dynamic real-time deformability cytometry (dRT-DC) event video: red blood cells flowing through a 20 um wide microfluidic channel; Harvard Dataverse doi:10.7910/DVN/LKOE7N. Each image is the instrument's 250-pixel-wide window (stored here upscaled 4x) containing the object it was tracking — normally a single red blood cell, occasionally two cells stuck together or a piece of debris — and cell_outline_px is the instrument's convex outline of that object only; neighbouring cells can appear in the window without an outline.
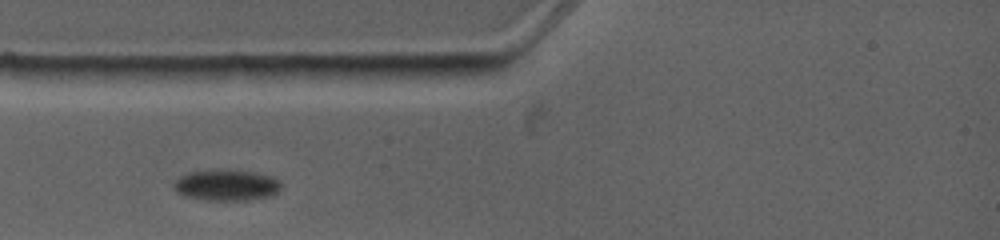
{"species": "common noctule bat (a hibernating species)", "species_latin": "Nyctalus noctula", "temperature_condition": "warm", "stored_images_in_passage": 4, "camera_frame_rate_fps": 4500, "um_per_image_px": 0.085, "animal": {"sex": "female", "body_mass_g": 19.0, "forearm_length_mm": 53.3}, "frame": {"image": 1, "passage_image": 3, "time_ms": 2.0, "image_size_px": [1000, 240], "cell_outline_px": [[280, 188], [272, 196], [248, 200], [208, 200], [180, 196], [176, 192], [176, 180], [180, 176], [188, 172], [208, 168], [220, 168], [256, 172], [272, 176], [280, 180]], "centroid_in_image_um": [19.24, 15.71], "position_along_channel_um": 65.8, "area_um2": 19.94}}
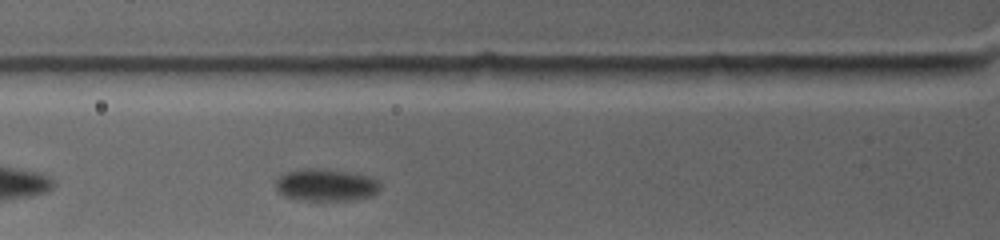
{"frame": {"image": 2, "passage_image": 4, "time_ms": 2.889, "image_size_px": [1000, 240], "cell_outline_px": [[380, 188], [372, 196], [348, 200], [296, 200], [284, 196], [276, 188], [276, 180], [284, 172], [304, 168], [328, 168], [368, 176], [380, 180]], "centroid_in_image_um": [27.69, 15.71], "position_along_channel_um": 98.1, "area_um2": 19.83}}